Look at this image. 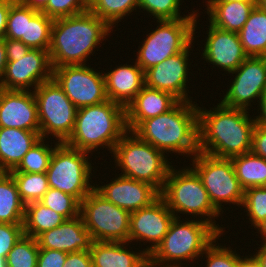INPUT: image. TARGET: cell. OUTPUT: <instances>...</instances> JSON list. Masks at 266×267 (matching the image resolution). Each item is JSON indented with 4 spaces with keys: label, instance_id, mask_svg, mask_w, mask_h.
<instances>
[{
    "label": "cell",
    "instance_id": "cell-1",
    "mask_svg": "<svg viewBox=\"0 0 266 267\" xmlns=\"http://www.w3.org/2000/svg\"><path fill=\"white\" fill-rule=\"evenodd\" d=\"M249 113L221 103L210 110L198 106L199 152L227 159L251 152L256 122Z\"/></svg>",
    "mask_w": 266,
    "mask_h": 267
},
{
    "label": "cell",
    "instance_id": "cell-2",
    "mask_svg": "<svg viewBox=\"0 0 266 267\" xmlns=\"http://www.w3.org/2000/svg\"><path fill=\"white\" fill-rule=\"evenodd\" d=\"M111 32L113 29L90 10L54 19L48 51L52 69L64 65H86L91 59L89 55H93L99 45L101 47Z\"/></svg>",
    "mask_w": 266,
    "mask_h": 267
},
{
    "label": "cell",
    "instance_id": "cell-3",
    "mask_svg": "<svg viewBox=\"0 0 266 267\" xmlns=\"http://www.w3.org/2000/svg\"><path fill=\"white\" fill-rule=\"evenodd\" d=\"M195 102L179 101L168 112L142 121L132 132L165 154L192 158L199 152V104Z\"/></svg>",
    "mask_w": 266,
    "mask_h": 267
},
{
    "label": "cell",
    "instance_id": "cell-4",
    "mask_svg": "<svg viewBox=\"0 0 266 267\" xmlns=\"http://www.w3.org/2000/svg\"><path fill=\"white\" fill-rule=\"evenodd\" d=\"M127 131L125 108L107 100L79 108L73 132L64 143L91 154L99 147L112 153Z\"/></svg>",
    "mask_w": 266,
    "mask_h": 267
},
{
    "label": "cell",
    "instance_id": "cell-5",
    "mask_svg": "<svg viewBox=\"0 0 266 267\" xmlns=\"http://www.w3.org/2000/svg\"><path fill=\"white\" fill-rule=\"evenodd\" d=\"M185 219L174 217L162 242L149 254L158 267H191L189 264L199 260L205 249L220 235L199 218Z\"/></svg>",
    "mask_w": 266,
    "mask_h": 267
},
{
    "label": "cell",
    "instance_id": "cell-6",
    "mask_svg": "<svg viewBox=\"0 0 266 267\" xmlns=\"http://www.w3.org/2000/svg\"><path fill=\"white\" fill-rule=\"evenodd\" d=\"M174 168L173 166L170 168L160 192V197L167 207L177 218H180L179 215L183 213L186 216H194L193 218L196 217V219L201 218L223 236V233H226L225 227L216 225L214 220L222 215L211 203L198 174L190 166L182 167V169Z\"/></svg>",
    "mask_w": 266,
    "mask_h": 267
},
{
    "label": "cell",
    "instance_id": "cell-7",
    "mask_svg": "<svg viewBox=\"0 0 266 267\" xmlns=\"http://www.w3.org/2000/svg\"><path fill=\"white\" fill-rule=\"evenodd\" d=\"M111 154L115 158V168L121 170V174L117 175L148 183L159 192L173 166L167 160L168 155L129 130L117 142Z\"/></svg>",
    "mask_w": 266,
    "mask_h": 267
},
{
    "label": "cell",
    "instance_id": "cell-8",
    "mask_svg": "<svg viewBox=\"0 0 266 267\" xmlns=\"http://www.w3.org/2000/svg\"><path fill=\"white\" fill-rule=\"evenodd\" d=\"M199 12L196 18H180L177 20H156V29L146 34L141 47L138 46V66L146 71L150 67L163 62L172 55L184 51L196 38Z\"/></svg>",
    "mask_w": 266,
    "mask_h": 267
},
{
    "label": "cell",
    "instance_id": "cell-9",
    "mask_svg": "<svg viewBox=\"0 0 266 267\" xmlns=\"http://www.w3.org/2000/svg\"><path fill=\"white\" fill-rule=\"evenodd\" d=\"M88 153L59 143L54 148L46 171L49 187L72 195L81 202L95 184L91 181L94 167L88 160Z\"/></svg>",
    "mask_w": 266,
    "mask_h": 267
},
{
    "label": "cell",
    "instance_id": "cell-10",
    "mask_svg": "<svg viewBox=\"0 0 266 267\" xmlns=\"http://www.w3.org/2000/svg\"><path fill=\"white\" fill-rule=\"evenodd\" d=\"M191 160L192 164L189 165L200 177L211 203L221 214L226 210L222 208L225 203L237 205L238 208L242 206L244 189L236 177L231 159L198 152Z\"/></svg>",
    "mask_w": 266,
    "mask_h": 267
},
{
    "label": "cell",
    "instance_id": "cell-11",
    "mask_svg": "<svg viewBox=\"0 0 266 267\" xmlns=\"http://www.w3.org/2000/svg\"><path fill=\"white\" fill-rule=\"evenodd\" d=\"M33 93L41 138L50 135L55 141L64 143L73 132L78 109L53 78L41 83Z\"/></svg>",
    "mask_w": 266,
    "mask_h": 267
},
{
    "label": "cell",
    "instance_id": "cell-12",
    "mask_svg": "<svg viewBox=\"0 0 266 267\" xmlns=\"http://www.w3.org/2000/svg\"><path fill=\"white\" fill-rule=\"evenodd\" d=\"M80 215L93 241L128 242L131 213L95 189L80 202Z\"/></svg>",
    "mask_w": 266,
    "mask_h": 267
},
{
    "label": "cell",
    "instance_id": "cell-13",
    "mask_svg": "<svg viewBox=\"0 0 266 267\" xmlns=\"http://www.w3.org/2000/svg\"><path fill=\"white\" fill-rule=\"evenodd\" d=\"M52 78L77 109L108 100L103 72L87 64L53 68Z\"/></svg>",
    "mask_w": 266,
    "mask_h": 267
},
{
    "label": "cell",
    "instance_id": "cell-14",
    "mask_svg": "<svg viewBox=\"0 0 266 267\" xmlns=\"http://www.w3.org/2000/svg\"><path fill=\"white\" fill-rule=\"evenodd\" d=\"M231 74L236 75L233 81L230 79L229 88L226 93L223 91L225 96L222 95L219 102L226 107L250 111L251 102L259 103L266 92V57H247Z\"/></svg>",
    "mask_w": 266,
    "mask_h": 267
},
{
    "label": "cell",
    "instance_id": "cell-15",
    "mask_svg": "<svg viewBox=\"0 0 266 267\" xmlns=\"http://www.w3.org/2000/svg\"><path fill=\"white\" fill-rule=\"evenodd\" d=\"M194 43H191L184 51L176 53L144 71L145 86L172 94L179 101H193L188 95L190 88L188 67L191 65L189 53H192ZM189 60V63H188ZM189 64V65H188ZM192 99V100H191Z\"/></svg>",
    "mask_w": 266,
    "mask_h": 267
},
{
    "label": "cell",
    "instance_id": "cell-16",
    "mask_svg": "<svg viewBox=\"0 0 266 267\" xmlns=\"http://www.w3.org/2000/svg\"><path fill=\"white\" fill-rule=\"evenodd\" d=\"M174 217L165 201L159 197L151 205L131 213L128 242L140 241L141 244L142 241L144 246L148 242L151 246L147 245L143 250L149 255L162 242Z\"/></svg>",
    "mask_w": 266,
    "mask_h": 267
},
{
    "label": "cell",
    "instance_id": "cell-17",
    "mask_svg": "<svg viewBox=\"0 0 266 267\" xmlns=\"http://www.w3.org/2000/svg\"><path fill=\"white\" fill-rule=\"evenodd\" d=\"M53 69L49 52L31 49L18 61H9L5 67L0 88L34 91L41 83L52 79Z\"/></svg>",
    "mask_w": 266,
    "mask_h": 267
},
{
    "label": "cell",
    "instance_id": "cell-18",
    "mask_svg": "<svg viewBox=\"0 0 266 267\" xmlns=\"http://www.w3.org/2000/svg\"><path fill=\"white\" fill-rule=\"evenodd\" d=\"M94 189L106 200L130 213L151 205L160 197L154 186L121 175L104 185L99 186L96 182Z\"/></svg>",
    "mask_w": 266,
    "mask_h": 267
},
{
    "label": "cell",
    "instance_id": "cell-19",
    "mask_svg": "<svg viewBox=\"0 0 266 267\" xmlns=\"http://www.w3.org/2000/svg\"><path fill=\"white\" fill-rule=\"evenodd\" d=\"M208 29L201 57L207 63L213 64V68L217 66L226 71V74H230L248 57L240 42L239 34L216 28L210 23Z\"/></svg>",
    "mask_w": 266,
    "mask_h": 267
},
{
    "label": "cell",
    "instance_id": "cell-20",
    "mask_svg": "<svg viewBox=\"0 0 266 267\" xmlns=\"http://www.w3.org/2000/svg\"><path fill=\"white\" fill-rule=\"evenodd\" d=\"M0 128L40 132L37 104L32 90L0 88Z\"/></svg>",
    "mask_w": 266,
    "mask_h": 267
},
{
    "label": "cell",
    "instance_id": "cell-21",
    "mask_svg": "<svg viewBox=\"0 0 266 267\" xmlns=\"http://www.w3.org/2000/svg\"><path fill=\"white\" fill-rule=\"evenodd\" d=\"M39 248L66 253L90 250L93 242L81 215L66 219L60 226L44 231L36 237Z\"/></svg>",
    "mask_w": 266,
    "mask_h": 267
},
{
    "label": "cell",
    "instance_id": "cell-22",
    "mask_svg": "<svg viewBox=\"0 0 266 267\" xmlns=\"http://www.w3.org/2000/svg\"><path fill=\"white\" fill-rule=\"evenodd\" d=\"M116 67L103 73L106 95L108 100L126 108L145 86L144 71L136 61L134 65L126 63Z\"/></svg>",
    "mask_w": 266,
    "mask_h": 267
},
{
    "label": "cell",
    "instance_id": "cell-23",
    "mask_svg": "<svg viewBox=\"0 0 266 267\" xmlns=\"http://www.w3.org/2000/svg\"><path fill=\"white\" fill-rule=\"evenodd\" d=\"M178 102L168 92L144 86L125 108L127 129L133 131L142 121L168 112Z\"/></svg>",
    "mask_w": 266,
    "mask_h": 267
},
{
    "label": "cell",
    "instance_id": "cell-24",
    "mask_svg": "<svg viewBox=\"0 0 266 267\" xmlns=\"http://www.w3.org/2000/svg\"><path fill=\"white\" fill-rule=\"evenodd\" d=\"M40 139V132L0 128V172L15 170L24 155Z\"/></svg>",
    "mask_w": 266,
    "mask_h": 267
},
{
    "label": "cell",
    "instance_id": "cell-25",
    "mask_svg": "<svg viewBox=\"0 0 266 267\" xmlns=\"http://www.w3.org/2000/svg\"><path fill=\"white\" fill-rule=\"evenodd\" d=\"M129 242L93 241L90 256L93 267H136L148 254L138 248L128 249ZM127 246V247H126Z\"/></svg>",
    "mask_w": 266,
    "mask_h": 267
},
{
    "label": "cell",
    "instance_id": "cell-26",
    "mask_svg": "<svg viewBox=\"0 0 266 267\" xmlns=\"http://www.w3.org/2000/svg\"><path fill=\"white\" fill-rule=\"evenodd\" d=\"M205 12L211 25L216 28L238 33L246 23L256 0L231 2H205Z\"/></svg>",
    "mask_w": 266,
    "mask_h": 267
},
{
    "label": "cell",
    "instance_id": "cell-27",
    "mask_svg": "<svg viewBox=\"0 0 266 267\" xmlns=\"http://www.w3.org/2000/svg\"><path fill=\"white\" fill-rule=\"evenodd\" d=\"M238 34L248 57H266V11L256 4Z\"/></svg>",
    "mask_w": 266,
    "mask_h": 267
},
{
    "label": "cell",
    "instance_id": "cell-28",
    "mask_svg": "<svg viewBox=\"0 0 266 267\" xmlns=\"http://www.w3.org/2000/svg\"><path fill=\"white\" fill-rule=\"evenodd\" d=\"M25 204L9 172H0V223L23 224Z\"/></svg>",
    "mask_w": 266,
    "mask_h": 267
},
{
    "label": "cell",
    "instance_id": "cell-29",
    "mask_svg": "<svg viewBox=\"0 0 266 267\" xmlns=\"http://www.w3.org/2000/svg\"><path fill=\"white\" fill-rule=\"evenodd\" d=\"M230 159L236 177L244 190L250 187L266 186V159L252 152L237 155Z\"/></svg>",
    "mask_w": 266,
    "mask_h": 267
},
{
    "label": "cell",
    "instance_id": "cell-30",
    "mask_svg": "<svg viewBox=\"0 0 266 267\" xmlns=\"http://www.w3.org/2000/svg\"><path fill=\"white\" fill-rule=\"evenodd\" d=\"M66 219L40 202L25 205L24 235L36 238L44 231L60 226Z\"/></svg>",
    "mask_w": 266,
    "mask_h": 267
},
{
    "label": "cell",
    "instance_id": "cell-31",
    "mask_svg": "<svg viewBox=\"0 0 266 267\" xmlns=\"http://www.w3.org/2000/svg\"><path fill=\"white\" fill-rule=\"evenodd\" d=\"M53 19L26 6L25 45L31 49L49 51Z\"/></svg>",
    "mask_w": 266,
    "mask_h": 267
},
{
    "label": "cell",
    "instance_id": "cell-32",
    "mask_svg": "<svg viewBox=\"0 0 266 267\" xmlns=\"http://www.w3.org/2000/svg\"><path fill=\"white\" fill-rule=\"evenodd\" d=\"M9 173L15 180L20 198L25 205L39 202L50 188L46 173Z\"/></svg>",
    "mask_w": 266,
    "mask_h": 267
},
{
    "label": "cell",
    "instance_id": "cell-33",
    "mask_svg": "<svg viewBox=\"0 0 266 267\" xmlns=\"http://www.w3.org/2000/svg\"><path fill=\"white\" fill-rule=\"evenodd\" d=\"M139 0H96L89 10L105 21L112 29L116 23L137 11ZM135 10V11H134ZM114 25V27H113Z\"/></svg>",
    "mask_w": 266,
    "mask_h": 267
},
{
    "label": "cell",
    "instance_id": "cell-34",
    "mask_svg": "<svg viewBox=\"0 0 266 267\" xmlns=\"http://www.w3.org/2000/svg\"><path fill=\"white\" fill-rule=\"evenodd\" d=\"M47 142L46 138H41L24 155L18 167L10 172L46 173L54 148L60 143L55 141L52 147Z\"/></svg>",
    "mask_w": 266,
    "mask_h": 267
},
{
    "label": "cell",
    "instance_id": "cell-35",
    "mask_svg": "<svg viewBox=\"0 0 266 267\" xmlns=\"http://www.w3.org/2000/svg\"><path fill=\"white\" fill-rule=\"evenodd\" d=\"M181 2V3H180ZM182 0H139L138 11L143 9L148 15L153 16L155 20H177L180 18H196L197 9L188 12L187 15H181L180 5Z\"/></svg>",
    "mask_w": 266,
    "mask_h": 267
},
{
    "label": "cell",
    "instance_id": "cell-36",
    "mask_svg": "<svg viewBox=\"0 0 266 267\" xmlns=\"http://www.w3.org/2000/svg\"><path fill=\"white\" fill-rule=\"evenodd\" d=\"M39 246L36 238L23 235L8 252V267H37Z\"/></svg>",
    "mask_w": 266,
    "mask_h": 267
},
{
    "label": "cell",
    "instance_id": "cell-37",
    "mask_svg": "<svg viewBox=\"0 0 266 267\" xmlns=\"http://www.w3.org/2000/svg\"><path fill=\"white\" fill-rule=\"evenodd\" d=\"M39 202L56 211L65 219L80 215V202L74 196L57 189L49 188Z\"/></svg>",
    "mask_w": 266,
    "mask_h": 267
},
{
    "label": "cell",
    "instance_id": "cell-38",
    "mask_svg": "<svg viewBox=\"0 0 266 267\" xmlns=\"http://www.w3.org/2000/svg\"><path fill=\"white\" fill-rule=\"evenodd\" d=\"M246 219L254 228L266 218V186L250 187L244 190L242 203ZM246 210V211H245Z\"/></svg>",
    "mask_w": 266,
    "mask_h": 267
},
{
    "label": "cell",
    "instance_id": "cell-39",
    "mask_svg": "<svg viewBox=\"0 0 266 267\" xmlns=\"http://www.w3.org/2000/svg\"><path fill=\"white\" fill-rule=\"evenodd\" d=\"M219 238H221V235L205 249L201 256V259H203L204 255V258L206 257L205 267H238L242 256L238 252L236 253V248L232 250L230 246L226 247L217 244Z\"/></svg>",
    "mask_w": 266,
    "mask_h": 267
},
{
    "label": "cell",
    "instance_id": "cell-40",
    "mask_svg": "<svg viewBox=\"0 0 266 267\" xmlns=\"http://www.w3.org/2000/svg\"><path fill=\"white\" fill-rule=\"evenodd\" d=\"M26 6L17 0L10 6L4 38L20 40L25 44Z\"/></svg>",
    "mask_w": 266,
    "mask_h": 267
},
{
    "label": "cell",
    "instance_id": "cell-41",
    "mask_svg": "<svg viewBox=\"0 0 266 267\" xmlns=\"http://www.w3.org/2000/svg\"><path fill=\"white\" fill-rule=\"evenodd\" d=\"M88 10L89 7L83 0H49L41 12L54 20L74 16Z\"/></svg>",
    "mask_w": 266,
    "mask_h": 267
},
{
    "label": "cell",
    "instance_id": "cell-42",
    "mask_svg": "<svg viewBox=\"0 0 266 267\" xmlns=\"http://www.w3.org/2000/svg\"><path fill=\"white\" fill-rule=\"evenodd\" d=\"M23 235V224L0 223V257L6 258Z\"/></svg>",
    "mask_w": 266,
    "mask_h": 267
},
{
    "label": "cell",
    "instance_id": "cell-43",
    "mask_svg": "<svg viewBox=\"0 0 266 267\" xmlns=\"http://www.w3.org/2000/svg\"><path fill=\"white\" fill-rule=\"evenodd\" d=\"M66 257V252L39 248L37 267H63Z\"/></svg>",
    "mask_w": 266,
    "mask_h": 267
},
{
    "label": "cell",
    "instance_id": "cell-44",
    "mask_svg": "<svg viewBox=\"0 0 266 267\" xmlns=\"http://www.w3.org/2000/svg\"><path fill=\"white\" fill-rule=\"evenodd\" d=\"M4 47L7 62L20 60L31 50V48L22 41L8 38H4Z\"/></svg>",
    "mask_w": 266,
    "mask_h": 267
},
{
    "label": "cell",
    "instance_id": "cell-45",
    "mask_svg": "<svg viewBox=\"0 0 266 267\" xmlns=\"http://www.w3.org/2000/svg\"><path fill=\"white\" fill-rule=\"evenodd\" d=\"M251 152L266 159V128L258 124L253 130Z\"/></svg>",
    "mask_w": 266,
    "mask_h": 267
},
{
    "label": "cell",
    "instance_id": "cell-46",
    "mask_svg": "<svg viewBox=\"0 0 266 267\" xmlns=\"http://www.w3.org/2000/svg\"><path fill=\"white\" fill-rule=\"evenodd\" d=\"M63 267H93L90 251H78L67 253Z\"/></svg>",
    "mask_w": 266,
    "mask_h": 267
},
{
    "label": "cell",
    "instance_id": "cell-47",
    "mask_svg": "<svg viewBox=\"0 0 266 267\" xmlns=\"http://www.w3.org/2000/svg\"><path fill=\"white\" fill-rule=\"evenodd\" d=\"M16 0H0V38H4L10 6Z\"/></svg>",
    "mask_w": 266,
    "mask_h": 267
},
{
    "label": "cell",
    "instance_id": "cell-48",
    "mask_svg": "<svg viewBox=\"0 0 266 267\" xmlns=\"http://www.w3.org/2000/svg\"><path fill=\"white\" fill-rule=\"evenodd\" d=\"M259 106H257L258 108V113L257 116L255 117V122L256 124L266 128V92L262 95L259 104H257Z\"/></svg>",
    "mask_w": 266,
    "mask_h": 267
},
{
    "label": "cell",
    "instance_id": "cell-49",
    "mask_svg": "<svg viewBox=\"0 0 266 267\" xmlns=\"http://www.w3.org/2000/svg\"><path fill=\"white\" fill-rule=\"evenodd\" d=\"M21 5L30 7L31 9L41 12L47 5L49 0H17Z\"/></svg>",
    "mask_w": 266,
    "mask_h": 267
},
{
    "label": "cell",
    "instance_id": "cell-50",
    "mask_svg": "<svg viewBox=\"0 0 266 267\" xmlns=\"http://www.w3.org/2000/svg\"><path fill=\"white\" fill-rule=\"evenodd\" d=\"M238 267H261L259 261L256 257L252 254L251 256L248 254L240 258Z\"/></svg>",
    "mask_w": 266,
    "mask_h": 267
},
{
    "label": "cell",
    "instance_id": "cell-51",
    "mask_svg": "<svg viewBox=\"0 0 266 267\" xmlns=\"http://www.w3.org/2000/svg\"><path fill=\"white\" fill-rule=\"evenodd\" d=\"M7 65L6 51L4 47V38H0V86Z\"/></svg>",
    "mask_w": 266,
    "mask_h": 267
},
{
    "label": "cell",
    "instance_id": "cell-52",
    "mask_svg": "<svg viewBox=\"0 0 266 267\" xmlns=\"http://www.w3.org/2000/svg\"><path fill=\"white\" fill-rule=\"evenodd\" d=\"M260 247H257L256 250L257 252L254 253L253 255L256 257V259L259 261L261 267H266V244H260Z\"/></svg>",
    "mask_w": 266,
    "mask_h": 267
},
{
    "label": "cell",
    "instance_id": "cell-53",
    "mask_svg": "<svg viewBox=\"0 0 266 267\" xmlns=\"http://www.w3.org/2000/svg\"><path fill=\"white\" fill-rule=\"evenodd\" d=\"M254 229L257 230L255 233H259L261 235V240L263 241L262 244H266V218Z\"/></svg>",
    "mask_w": 266,
    "mask_h": 267
},
{
    "label": "cell",
    "instance_id": "cell-54",
    "mask_svg": "<svg viewBox=\"0 0 266 267\" xmlns=\"http://www.w3.org/2000/svg\"><path fill=\"white\" fill-rule=\"evenodd\" d=\"M136 267H158L148 255L138 266Z\"/></svg>",
    "mask_w": 266,
    "mask_h": 267
},
{
    "label": "cell",
    "instance_id": "cell-55",
    "mask_svg": "<svg viewBox=\"0 0 266 267\" xmlns=\"http://www.w3.org/2000/svg\"><path fill=\"white\" fill-rule=\"evenodd\" d=\"M256 4L263 9L264 11H266V0H256Z\"/></svg>",
    "mask_w": 266,
    "mask_h": 267
},
{
    "label": "cell",
    "instance_id": "cell-56",
    "mask_svg": "<svg viewBox=\"0 0 266 267\" xmlns=\"http://www.w3.org/2000/svg\"><path fill=\"white\" fill-rule=\"evenodd\" d=\"M0 267H8L7 262H6V258L0 257Z\"/></svg>",
    "mask_w": 266,
    "mask_h": 267
},
{
    "label": "cell",
    "instance_id": "cell-57",
    "mask_svg": "<svg viewBox=\"0 0 266 267\" xmlns=\"http://www.w3.org/2000/svg\"><path fill=\"white\" fill-rule=\"evenodd\" d=\"M231 1H242V0H207L205 2H231Z\"/></svg>",
    "mask_w": 266,
    "mask_h": 267
},
{
    "label": "cell",
    "instance_id": "cell-58",
    "mask_svg": "<svg viewBox=\"0 0 266 267\" xmlns=\"http://www.w3.org/2000/svg\"><path fill=\"white\" fill-rule=\"evenodd\" d=\"M84 3L90 8L96 0H83Z\"/></svg>",
    "mask_w": 266,
    "mask_h": 267
}]
</instances>
